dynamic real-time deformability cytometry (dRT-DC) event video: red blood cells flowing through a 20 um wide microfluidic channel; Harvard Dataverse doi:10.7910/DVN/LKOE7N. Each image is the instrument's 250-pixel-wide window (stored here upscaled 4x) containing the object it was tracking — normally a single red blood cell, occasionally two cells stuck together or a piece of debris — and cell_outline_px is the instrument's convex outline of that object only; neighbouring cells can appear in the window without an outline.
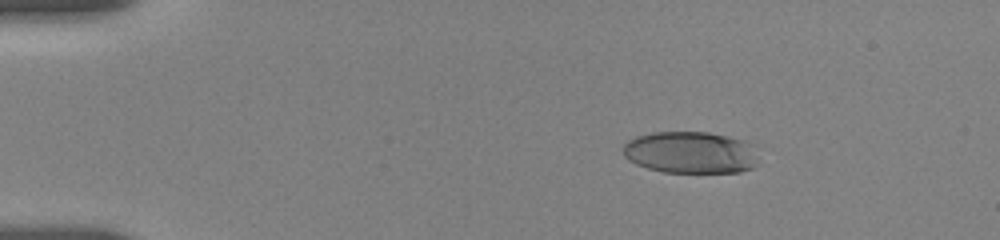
{"species": "human", "species_latin": "Homo sapiens", "temperature_condition": "room temperature", "stored_images_in_passage": 51, "camera_frame_rate_fps": 3000, "um_per_image_px": 0.085, "donor": {"sex": "female"}, "frame": {"image": 1, "passage_image": 7, "time_ms": 2.0, "image_size_px": [1000, 240], "cell_outline_px": [[756, 164], [752, 168], [740, 172], [664, 172], [648, 168], [636, 164], [628, 160], [624, 156], [624, 144], [628, 140], [636, 136], [652, 132], [708, 132], [728, 136], [756, 144]], "centroid_in_image_um": [58.71, 12.95], "position_along_channel_um": 26.3, "area_um2": 33.29}}
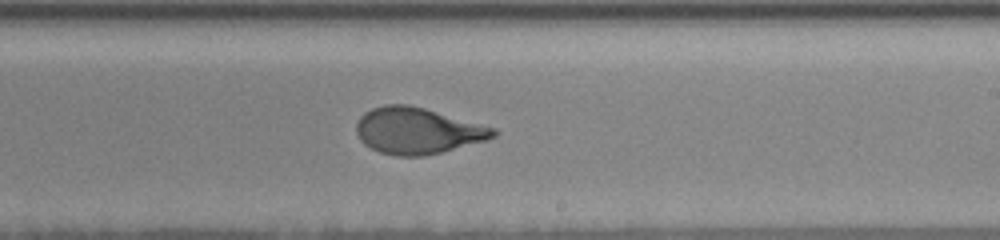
{"frame": {"image": 2, "passage_image": 30, "time_ms": 10.333, "image_size_px": [1000, 240], "cell_outline_px": [[500, 132], [496, 136], [488, 140], [444, 152], [424, 156], [396, 156], [380, 152], [364, 144], [360, 140], [356, 132], [356, 124], [360, 116], [364, 112], [372, 108], [384, 104], [408, 104], [424, 108], [496, 128]], "centroid_in_image_um": [35.51, 11.12], "position_along_channel_um": 253.5, "area_um2": 37.28}}
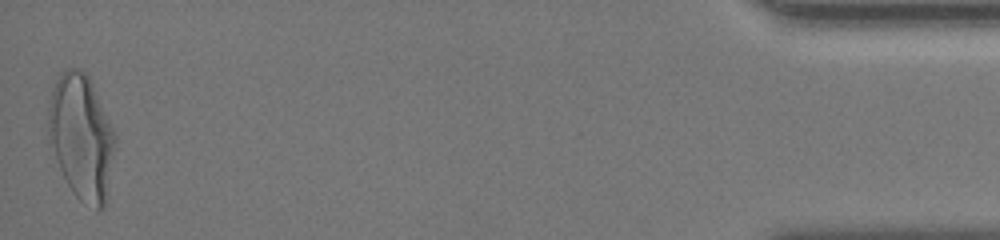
{"frame": {"image": 3, "passage_image": 51, "time_ms": 17.333, "image_size_px": [1000, 240], "cell_outline_px": [[116, 140], [104, 208], [100, 212], [80, 200], [72, 192], [48, 144], [48, 108], [52, 88], [60, 72], [68, 68], [80, 68], [88, 76], [92, 84], [116, 136]], "centroid_in_image_um": [6.89, 11.63], "position_along_channel_um": 428.3, "area_um2": 48.44}, "authors_computed_cell_mechanics": {"area_um2": 36.414, "velocity_mm_per_s": 3.6679, "shape_relaxation_time_tau1_ms": 4.6014, "shape_relaxation_time_tau2_ms": 0.7293, "deformation_change_tau1": 0.2006, "deformation_change_tau2": 0.0748}}